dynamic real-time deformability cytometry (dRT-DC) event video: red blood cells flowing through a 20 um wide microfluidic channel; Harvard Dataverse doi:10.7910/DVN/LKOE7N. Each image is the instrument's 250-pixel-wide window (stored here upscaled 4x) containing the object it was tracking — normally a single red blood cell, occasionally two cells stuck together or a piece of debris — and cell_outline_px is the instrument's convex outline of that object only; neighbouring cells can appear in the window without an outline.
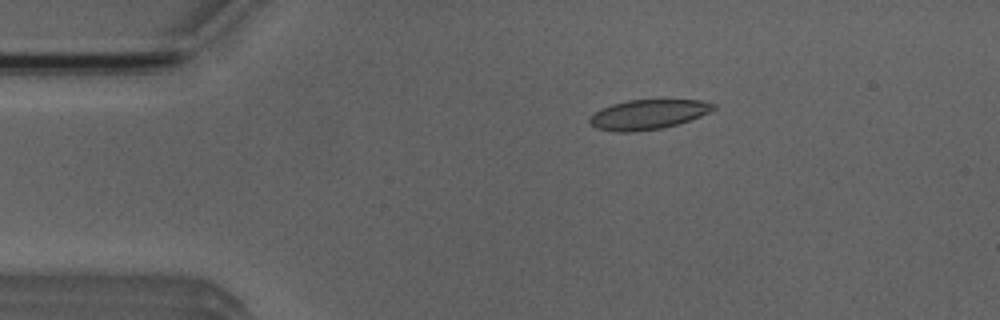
{"species": "Egyptian fruit bat (a non-hibernating species)", "species_latin": "Rousettus aegyptiacus", "temperature_condition": "room temperature", "stored_images_in_passage": 5, "camera_frame_rate_fps": 3000, "um_per_image_px": 0.085, "animal": {"sex": "male"}, "frame": {"image": 1, "passage_image": 1, "time_ms": 0.0, "image_size_px": [1000, 320], "cell_outline_px": [[716, 108], [700, 116], [664, 128], [632, 132], [616, 132], [596, 128], [588, 124], [588, 116], [600, 108], [612, 104], [628, 100], [700, 100], [716, 104]], "centroid_in_image_um": [55.01, 9.73], "position_along_channel_um": 30.0, "area_um2": 21.56}}